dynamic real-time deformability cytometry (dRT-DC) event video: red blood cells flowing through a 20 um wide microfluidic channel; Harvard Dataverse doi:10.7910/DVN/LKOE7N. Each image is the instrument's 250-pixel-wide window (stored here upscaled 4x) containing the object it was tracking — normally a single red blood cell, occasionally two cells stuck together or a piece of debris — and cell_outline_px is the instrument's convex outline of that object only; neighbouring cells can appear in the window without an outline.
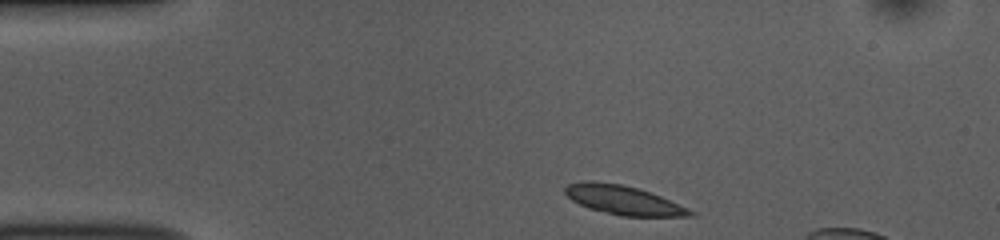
{"species": "common noctule bat (a hibernating species)", "species_latin": "Nyctalus noctula", "temperature_condition": "room temperature", "stored_images_in_passage": 45, "camera_frame_rate_fps": 3000, "um_per_image_px": 0.085, "animal": {"sex": "female", "body_mass_g": 10.0, "forearm_length_mm": 53.1}, "frame": {"image": 1, "passage_image": 1, "time_ms": 0.0, "image_size_px": [1000, 240], "cell_outline_px": [[696, 216], [624, 216], [588, 208], [572, 200], [564, 192], [564, 188], [568, 184], [584, 180], [592, 180], [620, 184], [640, 188], [660, 196], [688, 208], [696, 212]], "centroid_in_image_um": [52.98, 16.99], "position_along_channel_um": 32.0, "area_um2": 21.15}}
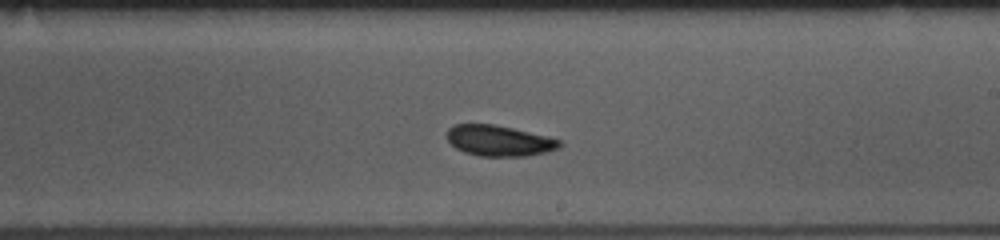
{"frame": {"image": 2, "passage_image": 22, "time_ms": 7.0, "image_size_px": [1000, 240], "cell_outline_px": [[564, 144], [560, 148], [548, 152], [524, 156], [480, 156], [464, 152], [456, 148], [448, 140], [448, 128], [456, 124], [492, 124], [512, 128], [548, 136], [560, 140]], "centroid_in_image_um": [42.47, 11.96], "position_along_channel_um": 246.5, "area_um2": 20.17}}
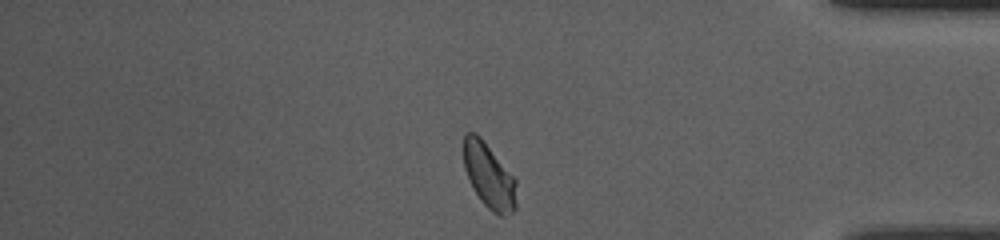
{"frame": {"image": 3, "passage_image": 36, "time_ms": 11.667, "image_size_px": [1000, 240], "cell_outline_px": [[516, 208], [512, 212], [504, 216], [500, 216], [492, 212], [480, 200], [472, 188], [464, 168], [464, 132], [476, 132], [480, 136], [516, 180]], "centroid_in_image_um": [41.55, 14.96], "position_along_channel_um": 393.6, "area_um2": 20.0}, "authors_computed_cell_mechanics": {"area_um2": 20.519, "velocity_mm_per_s": 3.7265, "shape_relaxation_time_tau1_ms": 4.0069, "shape_relaxation_time_tau2_ms": null, "deformation_change_tau1": 0.0909, "deformation_change_tau2": null}}